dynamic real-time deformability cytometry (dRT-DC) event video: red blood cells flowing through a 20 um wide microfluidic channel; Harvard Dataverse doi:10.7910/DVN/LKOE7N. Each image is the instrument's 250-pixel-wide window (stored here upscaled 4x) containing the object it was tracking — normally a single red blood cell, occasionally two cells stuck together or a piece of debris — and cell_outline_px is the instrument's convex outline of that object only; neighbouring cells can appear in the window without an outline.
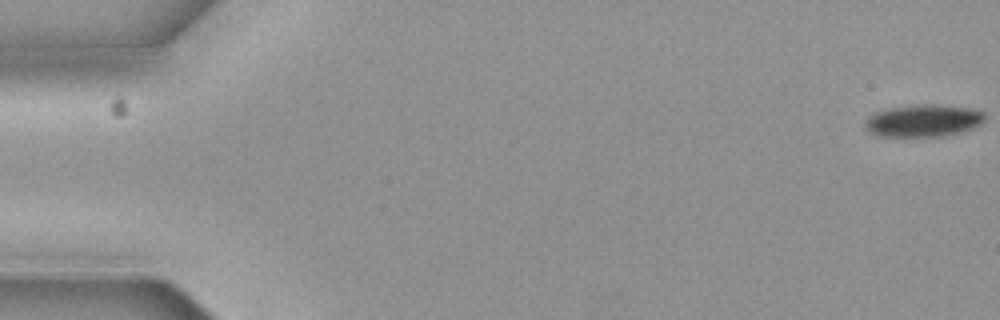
{"species": "common noctule bat (a hibernating species)", "species_latin": "Nyctalus noctula", "temperature_condition": "cold", "stored_images_in_passage": 7, "camera_frame_rate_fps": 3000, "um_per_image_px": 0.085, "animal": {"sex": "female", "body_mass_g": 19.3, "forearm_length_mm": 54.1}, "frame": {"image": 1, "passage_image": 1, "time_ms": 0.0, "image_size_px": [1000, 320], "cell_outline_px": [[984, 120], [980, 124], [972, 128], [960, 132], [944, 136], [876, 136], [868, 132], [864, 128], [864, 120], [868, 116], [876, 112], [888, 108], [924, 104], [932, 104], [968, 108], [984, 112]], "centroid_in_image_um": [78.42, 10.26], "position_along_channel_um": 6.6, "area_um2": 22.48}}
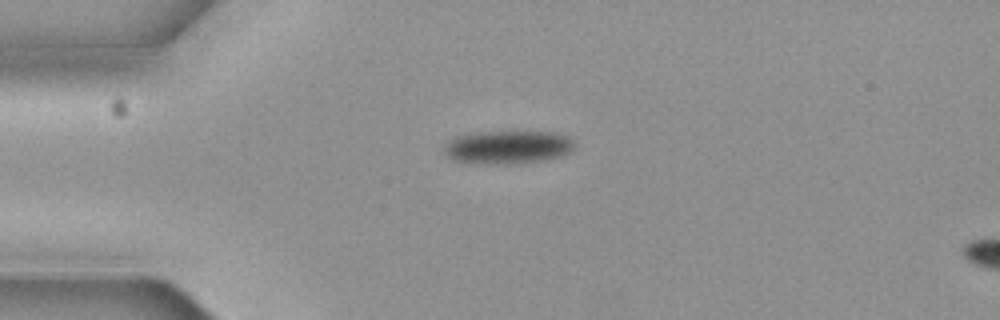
{"frame": {"image": 2, "passage_image": 5, "time_ms": 1.333, "image_size_px": [1000, 320], "cell_outline_px": [[576, 144], [568, 152], [560, 156], [544, 160], [512, 164], [480, 164], [452, 160], [444, 152], [444, 148], [448, 140], [456, 136], [476, 132], [556, 132], [568, 136]], "centroid_in_image_um": [43.14, 12.51], "position_along_channel_um": 41.9, "area_um2": 25.37}}
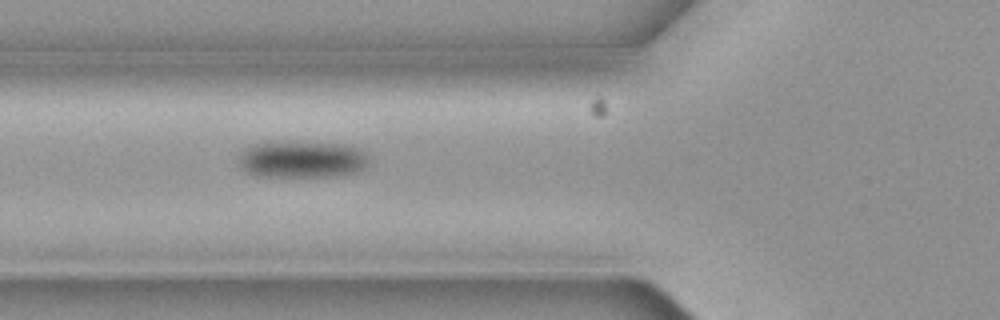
{"frame": {"image": 3, "passage_image": 7, "time_ms": 2.0, "image_size_px": [1000, 320], "cell_outline_px": [[368, 160], [364, 168], [356, 172], [336, 176], [256, 176], [240, 168], [240, 152], [248, 144], [340, 144], [360, 148], [364, 152]], "centroid_in_image_um": [25.66, 13.58], "position_along_channel_um": 100.1, "area_um2": 27.11}}